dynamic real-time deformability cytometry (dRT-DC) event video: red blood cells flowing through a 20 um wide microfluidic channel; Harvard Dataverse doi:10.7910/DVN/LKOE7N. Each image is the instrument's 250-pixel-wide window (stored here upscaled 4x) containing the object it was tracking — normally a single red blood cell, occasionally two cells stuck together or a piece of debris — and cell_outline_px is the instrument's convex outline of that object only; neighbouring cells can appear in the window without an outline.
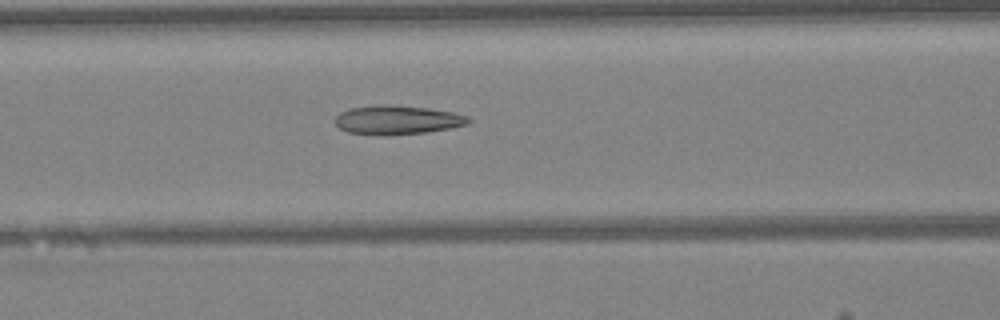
{"species": "Egyptian fruit bat (a non-hibernating species)", "species_latin": "Rousettus aegyptiacus", "temperature_condition": "warm", "stored_images_in_passage": 26, "camera_frame_rate_fps": 3000, "um_per_image_px": 0.085, "animal": {"sex": "female"}, "frame": {"image": 1, "passage_image": 7, "time_ms": 2.0, "image_size_px": [1000, 320], "cell_outline_px": [[472, 120], [468, 124], [448, 128], [424, 132], [348, 132], [340, 128], [336, 124], [336, 116], [340, 112], [352, 108], [384, 104], [428, 108], [452, 112], [468, 116]], "centroid_in_image_um": [33.82, 10.14], "position_along_channel_um": 132.8, "area_um2": 21.21}}
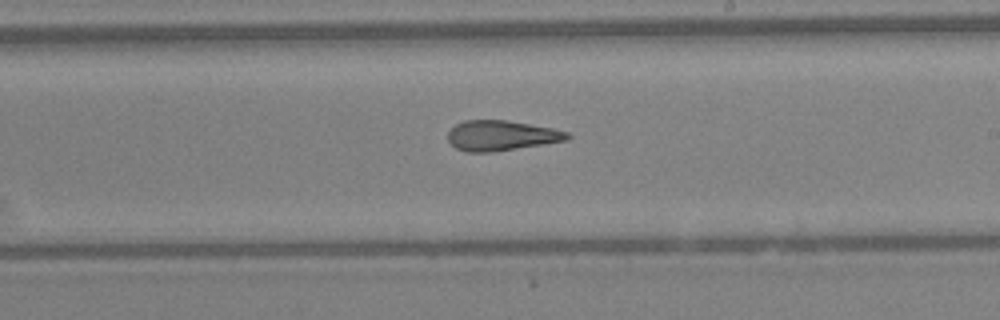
{"frame": {"image": 2, "passage_image": 15, "time_ms": 4.667, "image_size_px": [1000, 320], "cell_outline_px": [[572, 136], [564, 140], [492, 152], [468, 152], [456, 148], [448, 140], [448, 132], [456, 124], [464, 120], [508, 120], [552, 128], [568, 132]], "centroid_in_image_um": [42.57, 11.51], "position_along_channel_um": 246.4, "area_um2": 20.69}}
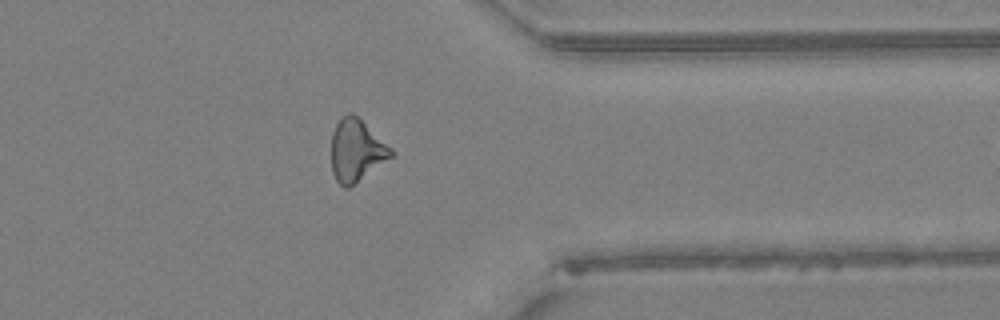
{"frame": {"image": 3, "passage_image": 25, "time_ms": 8.0, "image_size_px": [1000, 320], "cell_outline_px": [[396, 152], [392, 156], [348, 188], [344, 188], [336, 180], [332, 172], [332, 132], [340, 116], [348, 112], [352, 112], [392, 148]], "centroid_in_image_um": [30.27, 12.76], "position_along_channel_um": 381.1, "area_um2": 21.39}}